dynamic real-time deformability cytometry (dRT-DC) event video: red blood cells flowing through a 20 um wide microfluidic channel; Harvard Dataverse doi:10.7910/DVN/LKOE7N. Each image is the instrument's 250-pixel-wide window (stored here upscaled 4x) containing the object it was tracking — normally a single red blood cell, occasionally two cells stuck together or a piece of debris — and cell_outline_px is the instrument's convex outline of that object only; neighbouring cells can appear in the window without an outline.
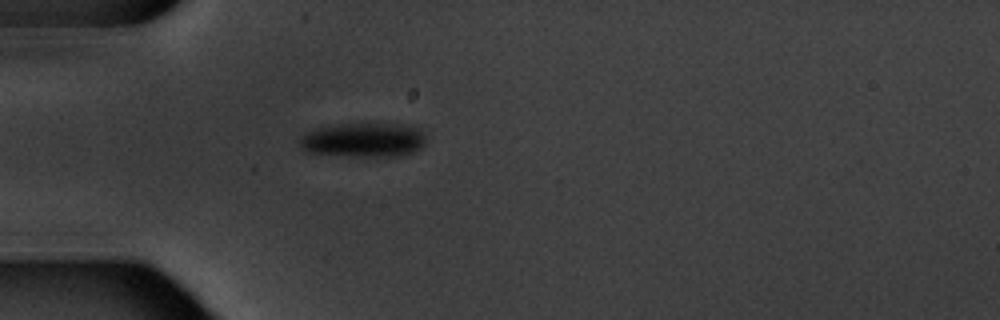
{"species": "common noctule bat (a hibernating species)", "species_latin": "Nyctalus noctula", "temperature_condition": "warm", "stored_images_in_passage": 1, "camera_frame_rate_fps": 3000, "um_per_image_px": 0.085, "animal": {"sex": "male", "body_mass_g": 20.1, "forearm_length_mm": 53.5}, "frame": {"image": 1, "passage_image": 1, "time_ms": 0.0, "image_size_px": [1000, 320], "cell_outline_px": [[424, 144], [420, 148], [412, 152], [400, 156], [348, 156], [304, 152], [300, 148], [300, 136], [316, 128], [340, 124], [408, 124], [420, 128], [424, 136]], "centroid_in_image_um": [30.89, 11.9], "position_along_channel_um": 54.1, "area_um2": 25.37}}